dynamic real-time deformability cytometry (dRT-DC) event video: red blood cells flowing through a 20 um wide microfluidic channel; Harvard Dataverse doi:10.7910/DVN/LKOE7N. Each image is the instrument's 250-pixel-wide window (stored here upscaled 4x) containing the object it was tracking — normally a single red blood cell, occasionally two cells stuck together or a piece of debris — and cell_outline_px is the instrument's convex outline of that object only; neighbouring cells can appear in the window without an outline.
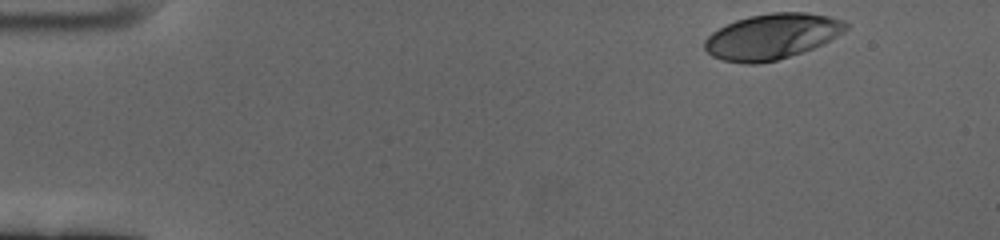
{"species": "human", "species_latin": "Homo sapiens", "temperature_condition": "cold", "stored_images_in_passage": 56, "camera_frame_rate_fps": 3000, "um_per_image_px": 0.085, "donor": {"sex": "female"}, "frame": {"image": 1, "passage_image": 1, "time_ms": 0.0, "image_size_px": [1000, 240], "cell_outline_px": [[848, 28], [844, 32], [824, 44], [776, 60], [756, 64], [744, 64], [724, 60], [712, 56], [704, 48], [704, 40], [712, 32], [736, 20], [748, 16], [772, 12], [804, 12], [828, 16], [844, 20], [848, 24]], "centroid_in_image_um": [65.63, 3.09], "position_along_channel_um": 19.4, "area_um2": 37.4}}
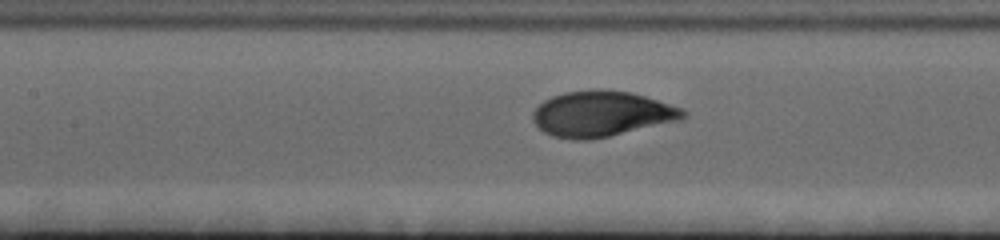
{"frame": {"image": 2, "passage_image": 23, "time_ms": 7.333, "image_size_px": [1000, 240], "cell_outline_px": [[688, 116], [680, 120], [608, 136], [588, 140], [572, 140], [552, 136], [544, 132], [532, 120], [532, 112], [544, 100], [552, 96], [564, 92], [628, 92], [644, 96], [680, 108], [688, 112]], "centroid_in_image_um": [51.11, 9.72], "position_along_channel_um": 156.3, "area_um2": 38.84}}
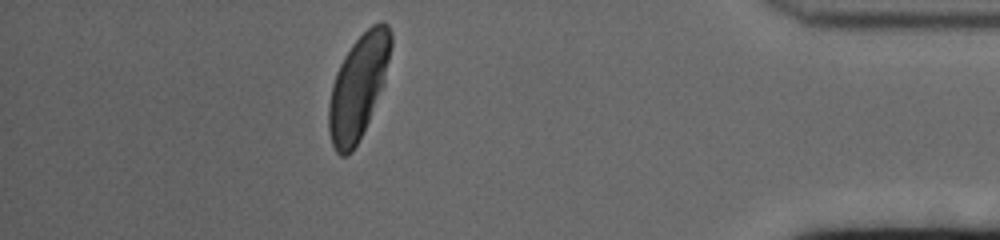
{"frame": {"image": 3, "passage_image": 49, "time_ms": 16.0, "image_size_px": [1000, 240], "cell_outline_px": [[392, 44], [384, 84], [368, 120], [352, 152], [344, 156], [340, 156], [336, 152], [332, 144], [328, 128], [328, 104], [332, 84], [336, 72], [344, 56], [352, 44], [372, 24], [380, 20], [384, 20], [388, 24], [392, 32]], "centroid_in_image_um": [30.46, 7.33], "position_along_channel_um": 404.7, "area_um2": 37.51}, "authors_computed_cell_mechanics": {"area_um2": 37.9746, "velocity_mm_per_s": 3.3331, "shape_relaxation_time_tau1_ms": 3.5679, "shape_relaxation_time_tau2_ms": null, "deformation_change_tau1": 0.204, "deformation_change_tau2": null}}